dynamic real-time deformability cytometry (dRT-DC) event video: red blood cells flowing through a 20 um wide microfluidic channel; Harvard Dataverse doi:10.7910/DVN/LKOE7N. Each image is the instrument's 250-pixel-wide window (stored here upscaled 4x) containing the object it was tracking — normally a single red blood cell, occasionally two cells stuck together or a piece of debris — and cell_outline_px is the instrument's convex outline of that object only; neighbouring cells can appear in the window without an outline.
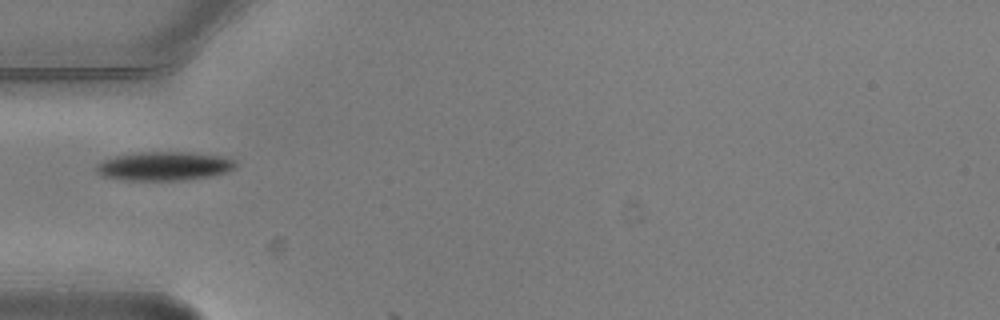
{"species": "common noctule bat (a hibernating species)", "species_latin": "Nyctalus noctula", "temperature_condition": "warm", "stored_images_in_passage": 1, "camera_frame_rate_fps": 3000, "um_per_image_px": 0.085, "animal": {"sex": "male", "body_mass_g": 20.5, "forearm_length_mm": 52.5}, "frame": {"image": 1, "passage_image": 1, "time_ms": 0.0, "image_size_px": [1000, 320], "cell_outline_px": [[236, 168], [224, 172], [208, 176], [188, 180], [124, 180], [100, 176], [96, 172], [96, 164], [104, 160], [116, 156], [140, 152], [192, 152], [224, 156], [236, 160]], "centroid_in_image_um": [13.96, 14.12], "position_along_channel_um": 71.0, "area_um2": 23.52}}